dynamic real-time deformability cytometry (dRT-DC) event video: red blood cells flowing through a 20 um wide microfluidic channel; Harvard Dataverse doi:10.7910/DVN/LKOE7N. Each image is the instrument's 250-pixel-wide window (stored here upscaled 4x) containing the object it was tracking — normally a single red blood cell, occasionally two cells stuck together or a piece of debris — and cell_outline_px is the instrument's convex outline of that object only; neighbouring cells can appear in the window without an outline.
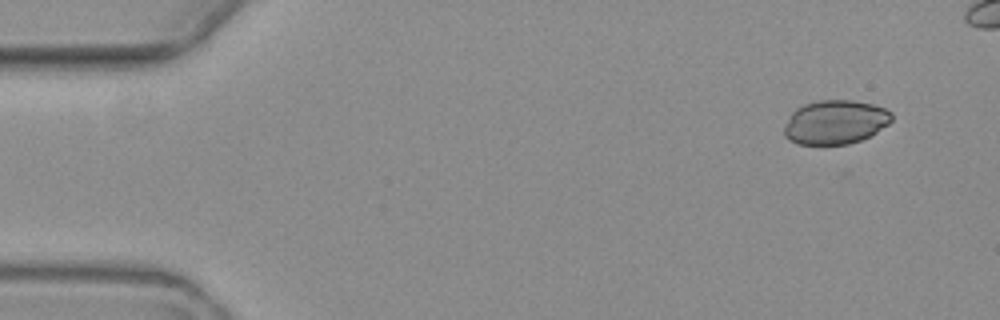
{"species": "common noctule bat (a hibernating species)", "species_latin": "Nyctalus noctula", "temperature_condition": "warm", "stored_images_in_passage": 4, "camera_frame_rate_fps": 3000, "um_per_image_px": 0.085, "animal": {"sex": "female", "body_mass_g": 19.3, "forearm_length_mm": 54.1}, "frame": {"image": 1, "passage_image": 1, "time_ms": 0.0, "image_size_px": [1000, 320], "cell_outline_px": [[892, 120], [888, 124], [876, 132], [860, 140], [848, 144], [796, 144], [788, 140], [784, 136], [784, 124], [792, 112], [796, 108], [804, 104], [816, 100], [852, 100], [872, 104], [884, 108], [892, 112]], "centroid_in_image_um": [70.96, 10.38], "position_along_channel_um": 14.0, "area_um2": 27.69}}